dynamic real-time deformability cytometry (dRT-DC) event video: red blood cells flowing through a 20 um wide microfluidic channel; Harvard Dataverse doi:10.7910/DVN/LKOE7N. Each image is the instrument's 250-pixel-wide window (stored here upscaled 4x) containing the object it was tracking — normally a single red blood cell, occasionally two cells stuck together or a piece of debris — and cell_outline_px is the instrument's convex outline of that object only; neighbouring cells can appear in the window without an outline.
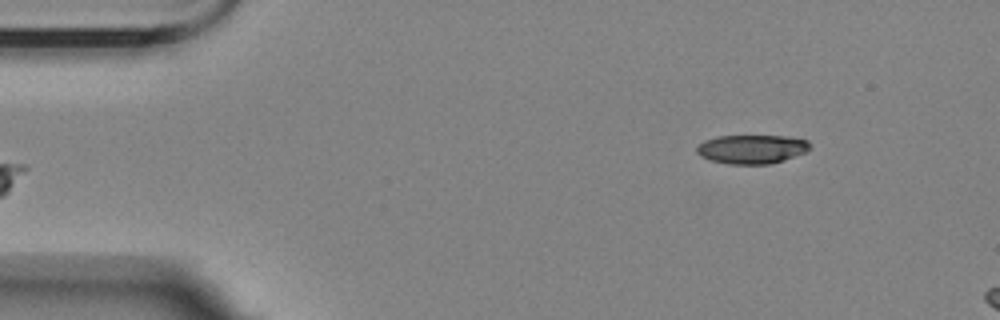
{"species": "Egyptian fruit bat (a non-hibernating species)", "species_latin": "Rousettus aegyptiacus", "temperature_condition": "room temperature", "stored_images_in_passage": 5, "camera_frame_rate_fps": 3000, "um_per_image_px": 0.085, "animal": {"sex": "female"}, "frame": {"image": 1, "passage_image": 5, "time_ms": 4.333, "image_size_px": [1000, 320], "cell_outline_px": [[808, 152], [772, 164], [728, 164], [708, 160], [700, 156], [696, 152], [696, 148], [704, 140], [716, 136], [788, 136], [808, 140]], "centroid_in_image_um": [63.89, 12.68], "position_along_channel_um": 21.1, "area_um2": 19.25}}